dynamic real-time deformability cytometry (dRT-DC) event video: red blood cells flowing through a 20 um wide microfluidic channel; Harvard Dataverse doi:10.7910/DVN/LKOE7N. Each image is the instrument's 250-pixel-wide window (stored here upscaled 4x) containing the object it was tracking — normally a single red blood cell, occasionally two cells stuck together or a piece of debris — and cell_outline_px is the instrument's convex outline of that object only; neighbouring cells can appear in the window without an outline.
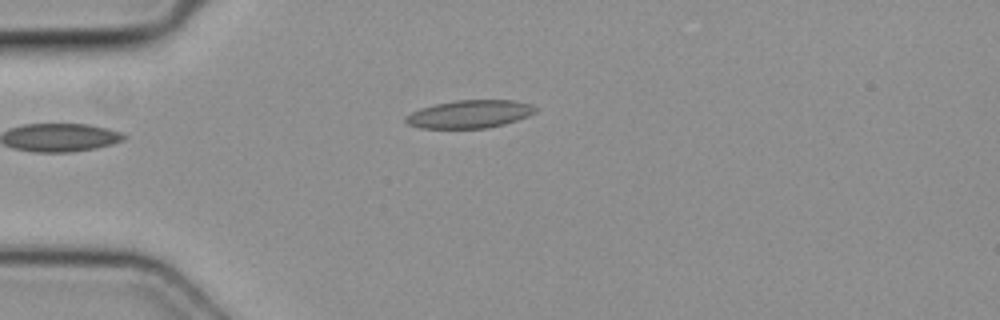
{"species": "common noctule bat (a hibernating species)", "species_latin": "Nyctalus noctula", "temperature_condition": "cold", "stored_images_in_passage": 2, "camera_frame_rate_fps": 3000, "um_per_image_px": 0.085, "animal": {"sex": "female", "body_mass_g": 19.3, "forearm_length_mm": 54.1}, "frame": {"image": 1, "passage_image": 2, "time_ms": 0.333, "image_size_px": [1000, 320], "cell_outline_px": [[540, 108], [536, 112], [528, 116], [504, 124], [488, 128], [420, 128], [408, 124], [404, 120], [404, 116], [420, 108], [436, 104], [456, 100], [516, 100], [532, 104]], "centroid_in_image_um": [39.95, 9.69], "position_along_channel_um": 45.0, "area_um2": 21.27}}